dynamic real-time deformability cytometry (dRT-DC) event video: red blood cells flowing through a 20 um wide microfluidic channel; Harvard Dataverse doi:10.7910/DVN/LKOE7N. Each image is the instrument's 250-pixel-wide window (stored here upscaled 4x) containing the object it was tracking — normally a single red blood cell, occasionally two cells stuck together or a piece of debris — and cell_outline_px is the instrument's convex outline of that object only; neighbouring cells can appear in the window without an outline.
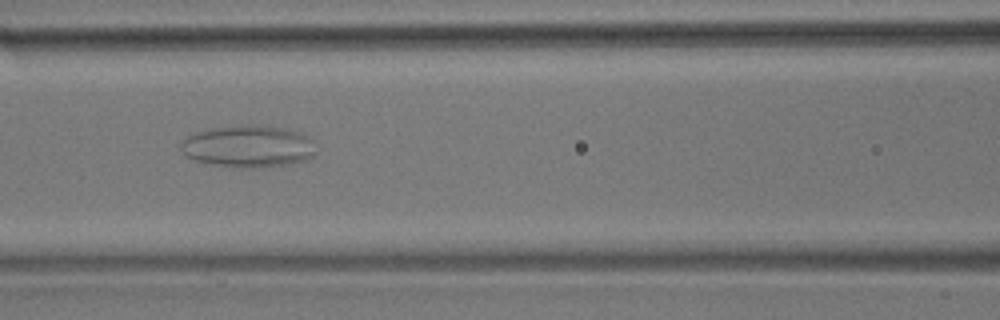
{"species": "common noctule bat (a hibernating species)", "species_latin": "Nyctalus noctula", "temperature_condition": "room temperature", "stored_images_in_passage": 35, "camera_frame_rate_fps": 3000, "um_per_image_px": 0.085, "animal": {"sex": "male", "body_mass_g": 17.9}, "frame": {"image": 1, "passage_image": 7, "time_ms": 2.0, "image_size_px": [1000, 320], "cell_outline_px": [[316, 152], [312, 156], [304, 160], [284, 164], [256, 168], [232, 168], [204, 164], [192, 160], [184, 156], [180, 148], [180, 144], [192, 132], [212, 128], [248, 124], [256, 124], [284, 128], [300, 132], [312, 140]], "centroid_in_image_um": [21.02, 12.45], "position_along_channel_um": 145.6, "area_um2": 33.64}}
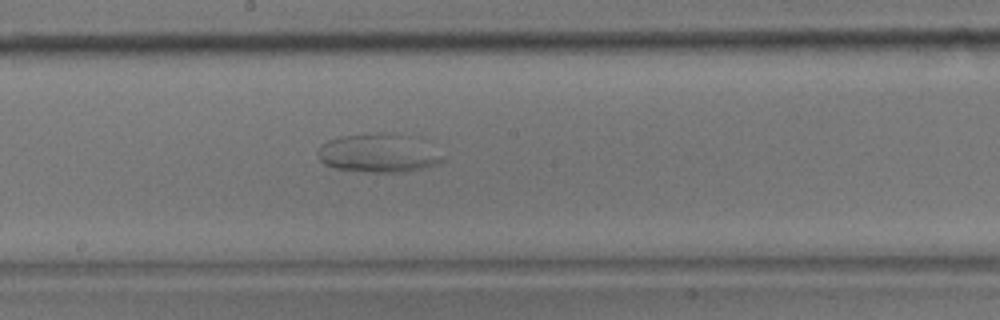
{"frame": {"image": 2, "passage_image": 13, "time_ms": 4.0, "image_size_px": [1000, 320], "cell_outline_px": [[448, 156], [444, 160], [436, 164], [404, 172], [368, 172], [336, 168], [324, 164], [320, 160], [316, 152], [320, 144], [328, 140], [340, 136], [376, 132], [384, 132], [412, 136]], "centroid_in_image_um": [32.16, 13.0], "position_along_channel_um": 216.0, "area_um2": 28.38}}
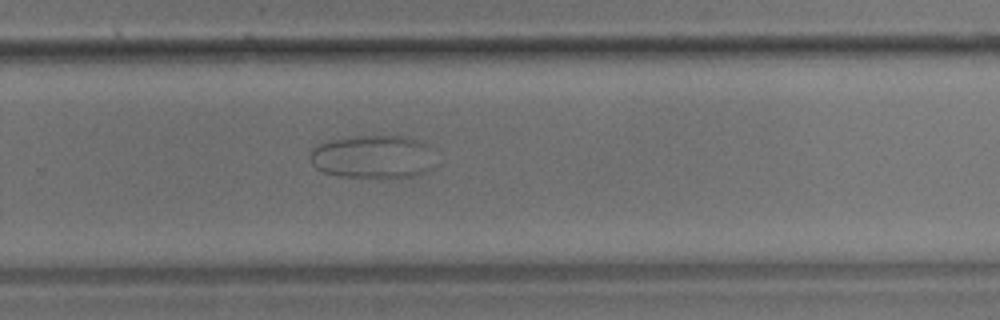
{"frame": {"image": 3, "passage_image": 20, "time_ms": 6.333, "image_size_px": [1000, 320], "cell_outline_px": [[436, 164], [432, 168], [424, 172], [412, 176], [388, 180], [380, 180], [340, 176], [324, 172], [316, 168], [312, 164], [308, 156], [312, 148], [328, 140], [356, 136], [400, 136], [420, 140], [424, 144]], "centroid_in_image_um": [31.66, 13.37], "position_along_channel_um": 298.1, "area_um2": 32.19}}